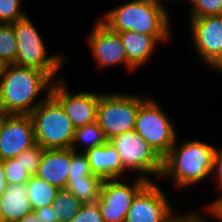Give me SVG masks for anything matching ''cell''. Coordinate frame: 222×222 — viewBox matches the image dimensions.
Here are the masks:
<instances>
[{
  "label": "cell",
  "instance_id": "83f0119b",
  "mask_svg": "<svg viewBox=\"0 0 222 222\" xmlns=\"http://www.w3.org/2000/svg\"><path fill=\"white\" fill-rule=\"evenodd\" d=\"M86 176L97 175L92 173L86 154L72 150V162L69 178H85Z\"/></svg>",
  "mask_w": 222,
  "mask_h": 222
},
{
  "label": "cell",
  "instance_id": "3957f363",
  "mask_svg": "<svg viewBox=\"0 0 222 222\" xmlns=\"http://www.w3.org/2000/svg\"><path fill=\"white\" fill-rule=\"evenodd\" d=\"M175 143L162 159L164 178L172 179L176 188H187L212 176L215 147L199 140ZM167 176V177H166Z\"/></svg>",
  "mask_w": 222,
  "mask_h": 222
},
{
  "label": "cell",
  "instance_id": "74e56055",
  "mask_svg": "<svg viewBox=\"0 0 222 222\" xmlns=\"http://www.w3.org/2000/svg\"><path fill=\"white\" fill-rule=\"evenodd\" d=\"M0 222H1V200H0Z\"/></svg>",
  "mask_w": 222,
  "mask_h": 222
},
{
  "label": "cell",
  "instance_id": "603a6c76",
  "mask_svg": "<svg viewBox=\"0 0 222 222\" xmlns=\"http://www.w3.org/2000/svg\"><path fill=\"white\" fill-rule=\"evenodd\" d=\"M17 55V39L12 24H0V57L14 64Z\"/></svg>",
  "mask_w": 222,
  "mask_h": 222
},
{
  "label": "cell",
  "instance_id": "d590c367",
  "mask_svg": "<svg viewBox=\"0 0 222 222\" xmlns=\"http://www.w3.org/2000/svg\"><path fill=\"white\" fill-rule=\"evenodd\" d=\"M9 63L0 57V79L3 77Z\"/></svg>",
  "mask_w": 222,
  "mask_h": 222
},
{
  "label": "cell",
  "instance_id": "4fadbf2b",
  "mask_svg": "<svg viewBox=\"0 0 222 222\" xmlns=\"http://www.w3.org/2000/svg\"><path fill=\"white\" fill-rule=\"evenodd\" d=\"M94 25L87 38V44L96 66L107 68L123 64L128 71L133 72L135 69L128 63L119 34L111 31L99 19Z\"/></svg>",
  "mask_w": 222,
  "mask_h": 222
},
{
  "label": "cell",
  "instance_id": "8992f818",
  "mask_svg": "<svg viewBox=\"0 0 222 222\" xmlns=\"http://www.w3.org/2000/svg\"><path fill=\"white\" fill-rule=\"evenodd\" d=\"M145 100L135 94L100 92L97 122L108 140L135 128L139 106Z\"/></svg>",
  "mask_w": 222,
  "mask_h": 222
},
{
  "label": "cell",
  "instance_id": "44dd1931",
  "mask_svg": "<svg viewBox=\"0 0 222 222\" xmlns=\"http://www.w3.org/2000/svg\"><path fill=\"white\" fill-rule=\"evenodd\" d=\"M108 139L104 131L99 127L97 121L75 128L72 150L78 152L79 146L82 147L81 152L85 153L87 150L104 145ZM81 144V145H79Z\"/></svg>",
  "mask_w": 222,
  "mask_h": 222
},
{
  "label": "cell",
  "instance_id": "2e32d148",
  "mask_svg": "<svg viewBox=\"0 0 222 222\" xmlns=\"http://www.w3.org/2000/svg\"><path fill=\"white\" fill-rule=\"evenodd\" d=\"M91 171L103 180L123 178L125 169L115 147L108 140L104 145L85 152Z\"/></svg>",
  "mask_w": 222,
  "mask_h": 222
},
{
  "label": "cell",
  "instance_id": "8fae6325",
  "mask_svg": "<svg viewBox=\"0 0 222 222\" xmlns=\"http://www.w3.org/2000/svg\"><path fill=\"white\" fill-rule=\"evenodd\" d=\"M172 205L163 189L149 182L135 196L125 222H170L176 216Z\"/></svg>",
  "mask_w": 222,
  "mask_h": 222
},
{
  "label": "cell",
  "instance_id": "e0dca14e",
  "mask_svg": "<svg viewBox=\"0 0 222 222\" xmlns=\"http://www.w3.org/2000/svg\"><path fill=\"white\" fill-rule=\"evenodd\" d=\"M128 63L136 70L151 58L160 43L154 36L133 31L118 32ZM158 43V44H157Z\"/></svg>",
  "mask_w": 222,
  "mask_h": 222
},
{
  "label": "cell",
  "instance_id": "8d00e7d4",
  "mask_svg": "<svg viewBox=\"0 0 222 222\" xmlns=\"http://www.w3.org/2000/svg\"><path fill=\"white\" fill-rule=\"evenodd\" d=\"M3 115H4V114L0 112V125H1V122H2V117H3Z\"/></svg>",
  "mask_w": 222,
  "mask_h": 222
},
{
  "label": "cell",
  "instance_id": "f546056e",
  "mask_svg": "<svg viewBox=\"0 0 222 222\" xmlns=\"http://www.w3.org/2000/svg\"><path fill=\"white\" fill-rule=\"evenodd\" d=\"M212 175L216 178L217 186L222 190V148L215 147Z\"/></svg>",
  "mask_w": 222,
  "mask_h": 222
},
{
  "label": "cell",
  "instance_id": "6da1fadb",
  "mask_svg": "<svg viewBox=\"0 0 222 222\" xmlns=\"http://www.w3.org/2000/svg\"><path fill=\"white\" fill-rule=\"evenodd\" d=\"M54 82L44 71L9 64L0 79V112L29 115L51 94ZM44 91L45 97L34 102Z\"/></svg>",
  "mask_w": 222,
  "mask_h": 222
},
{
  "label": "cell",
  "instance_id": "d4e9b609",
  "mask_svg": "<svg viewBox=\"0 0 222 222\" xmlns=\"http://www.w3.org/2000/svg\"><path fill=\"white\" fill-rule=\"evenodd\" d=\"M22 0H0V24H12L28 14L22 10Z\"/></svg>",
  "mask_w": 222,
  "mask_h": 222
},
{
  "label": "cell",
  "instance_id": "7c38bea8",
  "mask_svg": "<svg viewBox=\"0 0 222 222\" xmlns=\"http://www.w3.org/2000/svg\"><path fill=\"white\" fill-rule=\"evenodd\" d=\"M51 95L61 104L75 128L97 121L100 93L80 91L73 94L61 78L53 83Z\"/></svg>",
  "mask_w": 222,
  "mask_h": 222
},
{
  "label": "cell",
  "instance_id": "30bf717a",
  "mask_svg": "<svg viewBox=\"0 0 222 222\" xmlns=\"http://www.w3.org/2000/svg\"><path fill=\"white\" fill-rule=\"evenodd\" d=\"M191 38L206 66L222 73V15L190 18Z\"/></svg>",
  "mask_w": 222,
  "mask_h": 222
},
{
  "label": "cell",
  "instance_id": "484cf974",
  "mask_svg": "<svg viewBox=\"0 0 222 222\" xmlns=\"http://www.w3.org/2000/svg\"><path fill=\"white\" fill-rule=\"evenodd\" d=\"M2 164L8 185L26 183L31 177V174L25 170L21 161H17L15 158L2 160Z\"/></svg>",
  "mask_w": 222,
  "mask_h": 222
},
{
  "label": "cell",
  "instance_id": "d6986e66",
  "mask_svg": "<svg viewBox=\"0 0 222 222\" xmlns=\"http://www.w3.org/2000/svg\"><path fill=\"white\" fill-rule=\"evenodd\" d=\"M26 187L27 197L32 210L53 205V200L59 191V188L36 175H31L30 179L26 182Z\"/></svg>",
  "mask_w": 222,
  "mask_h": 222
},
{
  "label": "cell",
  "instance_id": "277c9868",
  "mask_svg": "<svg viewBox=\"0 0 222 222\" xmlns=\"http://www.w3.org/2000/svg\"><path fill=\"white\" fill-rule=\"evenodd\" d=\"M29 116L36 144L44 149L72 147L75 127L61 104L51 94Z\"/></svg>",
  "mask_w": 222,
  "mask_h": 222
},
{
  "label": "cell",
  "instance_id": "836d02e7",
  "mask_svg": "<svg viewBox=\"0 0 222 222\" xmlns=\"http://www.w3.org/2000/svg\"><path fill=\"white\" fill-rule=\"evenodd\" d=\"M7 186L8 184L5 177V171L3 168L2 160H0V196L5 192Z\"/></svg>",
  "mask_w": 222,
  "mask_h": 222
},
{
  "label": "cell",
  "instance_id": "7402d4cb",
  "mask_svg": "<svg viewBox=\"0 0 222 222\" xmlns=\"http://www.w3.org/2000/svg\"><path fill=\"white\" fill-rule=\"evenodd\" d=\"M82 202L67 189H59L53 200V209L58 222H70L82 206Z\"/></svg>",
  "mask_w": 222,
  "mask_h": 222
},
{
  "label": "cell",
  "instance_id": "4316f807",
  "mask_svg": "<svg viewBox=\"0 0 222 222\" xmlns=\"http://www.w3.org/2000/svg\"><path fill=\"white\" fill-rule=\"evenodd\" d=\"M44 148L39 144H35L31 148L24 150L18 156L15 157L17 161H21L22 165L25 167V170L31 174L35 175L37 168L41 162Z\"/></svg>",
  "mask_w": 222,
  "mask_h": 222
},
{
  "label": "cell",
  "instance_id": "4dcf8cb0",
  "mask_svg": "<svg viewBox=\"0 0 222 222\" xmlns=\"http://www.w3.org/2000/svg\"><path fill=\"white\" fill-rule=\"evenodd\" d=\"M34 212L43 222H58L57 218L55 217V209H53L52 205L37 208L34 210Z\"/></svg>",
  "mask_w": 222,
  "mask_h": 222
},
{
  "label": "cell",
  "instance_id": "d6a6232c",
  "mask_svg": "<svg viewBox=\"0 0 222 222\" xmlns=\"http://www.w3.org/2000/svg\"><path fill=\"white\" fill-rule=\"evenodd\" d=\"M203 215H199L198 213L188 212L184 215H177L170 222H209L207 219L205 220Z\"/></svg>",
  "mask_w": 222,
  "mask_h": 222
},
{
  "label": "cell",
  "instance_id": "9a60e30c",
  "mask_svg": "<svg viewBox=\"0 0 222 222\" xmlns=\"http://www.w3.org/2000/svg\"><path fill=\"white\" fill-rule=\"evenodd\" d=\"M72 149H45L37 172L41 179L65 189L70 175Z\"/></svg>",
  "mask_w": 222,
  "mask_h": 222
},
{
  "label": "cell",
  "instance_id": "52a82bcc",
  "mask_svg": "<svg viewBox=\"0 0 222 222\" xmlns=\"http://www.w3.org/2000/svg\"><path fill=\"white\" fill-rule=\"evenodd\" d=\"M166 114L155 100L146 98L139 106L134 128L162 159L177 140L175 125Z\"/></svg>",
  "mask_w": 222,
  "mask_h": 222
},
{
  "label": "cell",
  "instance_id": "e575fe53",
  "mask_svg": "<svg viewBox=\"0 0 222 222\" xmlns=\"http://www.w3.org/2000/svg\"><path fill=\"white\" fill-rule=\"evenodd\" d=\"M17 222H43V221L38 215H36L34 210H32L31 212H29L27 215H25L22 219H20Z\"/></svg>",
  "mask_w": 222,
  "mask_h": 222
},
{
  "label": "cell",
  "instance_id": "ac0fdd59",
  "mask_svg": "<svg viewBox=\"0 0 222 222\" xmlns=\"http://www.w3.org/2000/svg\"><path fill=\"white\" fill-rule=\"evenodd\" d=\"M0 200L1 222H17L32 211L26 183L8 185Z\"/></svg>",
  "mask_w": 222,
  "mask_h": 222
},
{
  "label": "cell",
  "instance_id": "ffe728a7",
  "mask_svg": "<svg viewBox=\"0 0 222 222\" xmlns=\"http://www.w3.org/2000/svg\"><path fill=\"white\" fill-rule=\"evenodd\" d=\"M103 179L99 176L68 178L66 188L83 204L96 203L99 199Z\"/></svg>",
  "mask_w": 222,
  "mask_h": 222
},
{
  "label": "cell",
  "instance_id": "9c48e42d",
  "mask_svg": "<svg viewBox=\"0 0 222 222\" xmlns=\"http://www.w3.org/2000/svg\"><path fill=\"white\" fill-rule=\"evenodd\" d=\"M123 179H107L101 186L97 201L104 222H125L135 196L149 183L137 175L132 185Z\"/></svg>",
  "mask_w": 222,
  "mask_h": 222
},
{
  "label": "cell",
  "instance_id": "7a4b0ae2",
  "mask_svg": "<svg viewBox=\"0 0 222 222\" xmlns=\"http://www.w3.org/2000/svg\"><path fill=\"white\" fill-rule=\"evenodd\" d=\"M169 16L160 0H130L107 11L99 20L115 33L138 32L163 43L171 38Z\"/></svg>",
  "mask_w": 222,
  "mask_h": 222
},
{
  "label": "cell",
  "instance_id": "ba28073f",
  "mask_svg": "<svg viewBox=\"0 0 222 222\" xmlns=\"http://www.w3.org/2000/svg\"><path fill=\"white\" fill-rule=\"evenodd\" d=\"M109 141L118 151L126 171L139 173V177L149 182H153L150 175L161 178L162 158L152 150L135 129L118 134Z\"/></svg>",
  "mask_w": 222,
  "mask_h": 222
},
{
  "label": "cell",
  "instance_id": "5b68a950",
  "mask_svg": "<svg viewBox=\"0 0 222 222\" xmlns=\"http://www.w3.org/2000/svg\"><path fill=\"white\" fill-rule=\"evenodd\" d=\"M17 39V55L14 65L36 68L48 73L54 80L62 68L65 57L63 54L47 55V47L30 16L12 23Z\"/></svg>",
  "mask_w": 222,
  "mask_h": 222
},
{
  "label": "cell",
  "instance_id": "cb8c5ba5",
  "mask_svg": "<svg viewBox=\"0 0 222 222\" xmlns=\"http://www.w3.org/2000/svg\"><path fill=\"white\" fill-rule=\"evenodd\" d=\"M190 18L222 15V0H189Z\"/></svg>",
  "mask_w": 222,
  "mask_h": 222
},
{
  "label": "cell",
  "instance_id": "5bb4252c",
  "mask_svg": "<svg viewBox=\"0 0 222 222\" xmlns=\"http://www.w3.org/2000/svg\"><path fill=\"white\" fill-rule=\"evenodd\" d=\"M35 144L29 115H3L0 125V160L15 158Z\"/></svg>",
  "mask_w": 222,
  "mask_h": 222
},
{
  "label": "cell",
  "instance_id": "1f68e13d",
  "mask_svg": "<svg viewBox=\"0 0 222 222\" xmlns=\"http://www.w3.org/2000/svg\"><path fill=\"white\" fill-rule=\"evenodd\" d=\"M221 197L213 200V202L208 204L205 207V212H208L209 214H212L215 218H217L219 221H222V195Z\"/></svg>",
  "mask_w": 222,
  "mask_h": 222
},
{
  "label": "cell",
  "instance_id": "f1b7e54d",
  "mask_svg": "<svg viewBox=\"0 0 222 222\" xmlns=\"http://www.w3.org/2000/svg\"><path fill=\"white\" fill-rule=\"evenodd\" d=\"M70 222H104L98 203L82 204Z\"/></svg>",
  "mask_w": 222,
  "mask_h": 222
}]
</instances>
